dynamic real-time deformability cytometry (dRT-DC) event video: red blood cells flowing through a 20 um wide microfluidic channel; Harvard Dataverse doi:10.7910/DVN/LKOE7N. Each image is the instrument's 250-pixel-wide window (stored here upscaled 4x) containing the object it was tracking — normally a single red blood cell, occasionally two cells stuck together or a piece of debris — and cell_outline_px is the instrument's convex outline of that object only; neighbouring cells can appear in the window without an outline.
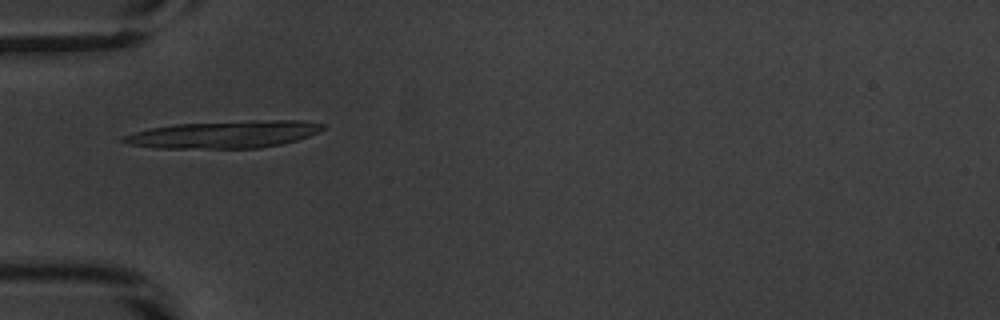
{"species": "common noctule bat (a hibernating species)", "species_latin": "Nyctalus noctula", "temperature_condition": "warm", "stored_images_in_passage": 50, "camera_frame_rate_fps": 3000, "um_per_image_px": 0.085, "animal": {"sex": "male", "body_mass_g": 20.1, "forearm_length_mm": 53.5}, "frame": {"image": 1, "passage_image": 14, "time_ms": 4.333, "image_size_px": [1000, 320], "cell_outline_px": [[328, 128], [320, 132], [296, 140], [280, 144], [260, 148], [156, 148], [128, 144], [120, 140], [120, 136], [148, 128], [176, 124], [252, 120], [300, 120], [324, 124]], "centroid_in_image_um": [19.05, 11.42], "position_along_channel_um": 66.0, "area_um2": 31.96}}
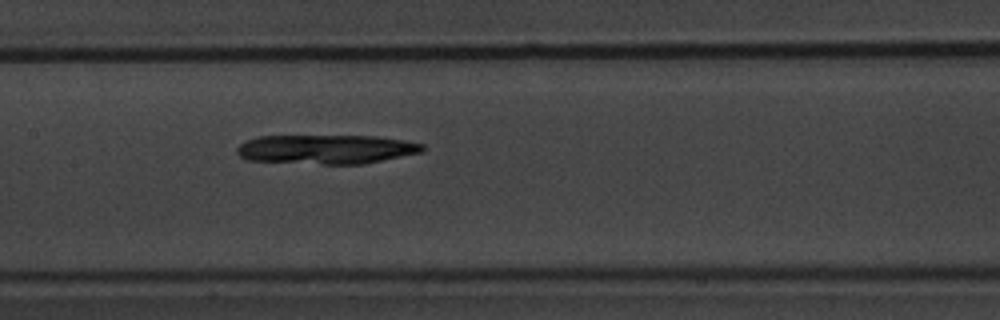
{"frame": {"image": 2, "passage_image": 23, "time_ms": 7.333, "image_size_px": [1000, 320], "cell_outline_px": [[424, 152], [364, 164], [324, 164], [248, 160], [240, 156], [236, 152], [236, 148], [240, 144], [256, 136], [380, 136], [404, 140], [424, 144]], "centroid_in_image_um": [27.77, 12.68], "position_along_channel_um": 179.6, "area_um2": 31.73}}
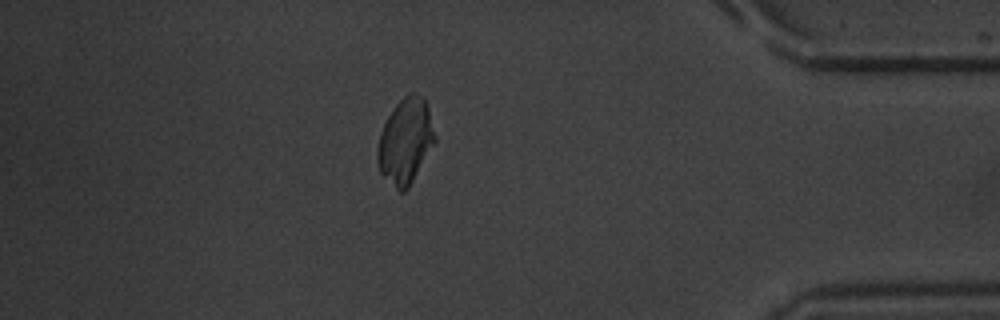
{"frame": {"image": 3, "passage_image": 43, "time_ms": 14.0, "image_size_px": [1000, 320], "cell_outline_px": [[436, 140], [408, 188], [404, 192], [400, 192], [380, 172], [376, 160], [376, 152], [380, 132], [392, 108], [408, 92], [416, 92], [424, 96], [428, 108], [436, 136]], "centroid_in_image_um": [34.45, 11.96], "position_along_channel_um": 400.7, "area_um2": 28.5}, "authors_computed_cell_mechanics": {"area_um2": 29.9693, "velocity_mm_per_s": 3.8245, "shape_relaxation_time_tau1_ms": 6.8249, "shape_relaxation_time_tau2_ms": null, "deformation_change_tau1": 0.3016, "deformation_change_tau2": null}}